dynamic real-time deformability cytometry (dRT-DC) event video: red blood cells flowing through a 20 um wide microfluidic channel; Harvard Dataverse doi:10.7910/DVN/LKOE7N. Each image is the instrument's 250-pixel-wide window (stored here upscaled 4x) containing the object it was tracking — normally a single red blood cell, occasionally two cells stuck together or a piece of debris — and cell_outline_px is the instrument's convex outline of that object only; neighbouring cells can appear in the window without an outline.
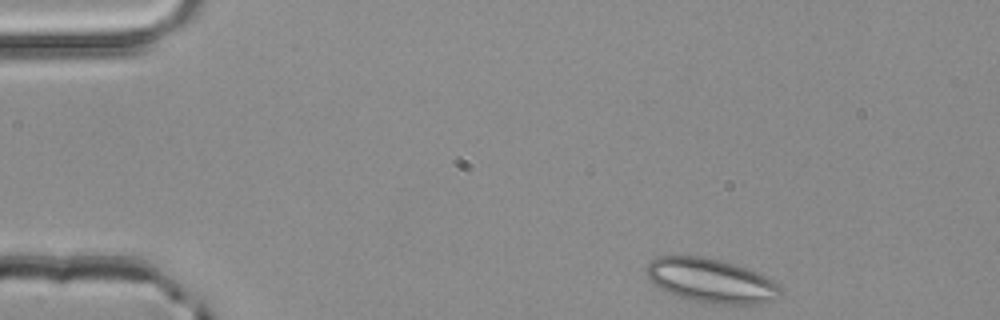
{"species": "common noctule bat (a hibernating species)", "species_latin": "Nyctalus noctula", "temperature_condition": "room temperature", "stored_images_in_passage": 46, "camera_frame_rate_fps": 3000, "um_per_image_px": 0.085, "animal": {"sex": "male", "body_mass_g": 20.4}, "frame": {"image": 1, "passage_image": 1, "time_ms": 0.0, "image_size_px": [1000, 320], "cell_outline_px": [[780, 296], [772, 300], [760, 304], [716, 304], [688, 300], [668, 292], [652, 284], [644, 272], [644, 268], [652, 260], [660, 256], [704, 256], [724, 260], [748, 268], [772, 280], [780, 288]], "centroid_in_image_um": [60.4, 23.85], "position_along_channel_um": 24.6, "area_um2": 34.74}}
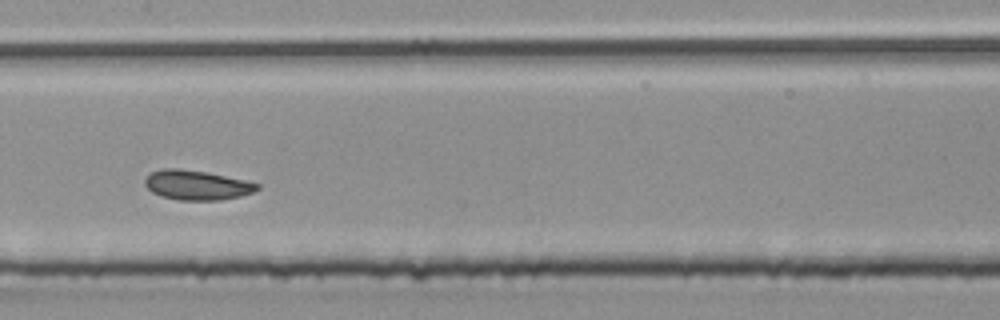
{"frame": {"image": 2, "passage_image": 20, "time_ms": 6.333, "image_size_px": [1000, 320], "cell_outline_px": [[260, 188], [252, 192], [240, 196], [220, 200], [176, 200], [160, 196], [152, 192], [144, 184], [144, 180], [152, 172], [164, 168], [176, 168], [208, 172], [244, 180], [260, 184]], "centroid_in_image_um": [16.72, 15.73], "position_along_channel_um": 190.7, "area_um2": 19.36}}
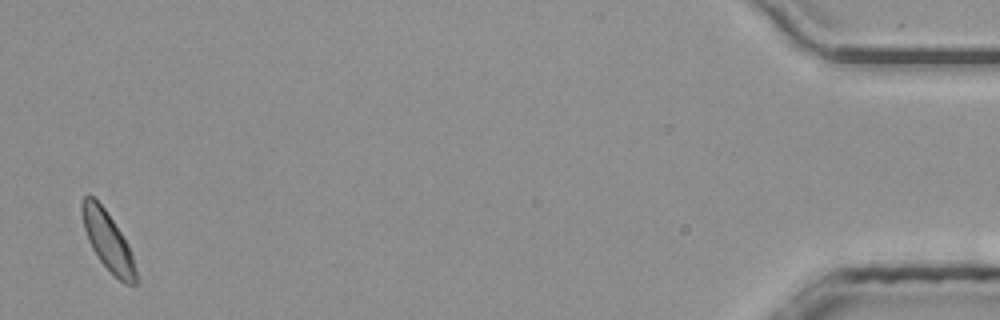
{"frame": {"image": 3, "passage_image": 45, "time_ms": 14.667, "image_size_px": [1000, 320], "cell_outline_px": [[136, 284], [124, 284], [96, 256], [88, 240], [84, 228], [80, 212], [80, 204], [84, 196], [92, 196], [104, 208], [128, 244], [136, 268]], "centroid_in_image_um": [9.14, 20.46], "position_along_channel_um": 426.1, "area_um2": 18.09}, "authors_computed_cell_mechanics": {"area_um2": 19.2474, "velocity_mm_per_s": 3.9568, "shape_relaxation_time_tau1_ms": 3.0623, "shape_relaxation_time_tau2_ms": null, "deformation_change_tau1": 0.0525, "deformation_change_tau2": null}}